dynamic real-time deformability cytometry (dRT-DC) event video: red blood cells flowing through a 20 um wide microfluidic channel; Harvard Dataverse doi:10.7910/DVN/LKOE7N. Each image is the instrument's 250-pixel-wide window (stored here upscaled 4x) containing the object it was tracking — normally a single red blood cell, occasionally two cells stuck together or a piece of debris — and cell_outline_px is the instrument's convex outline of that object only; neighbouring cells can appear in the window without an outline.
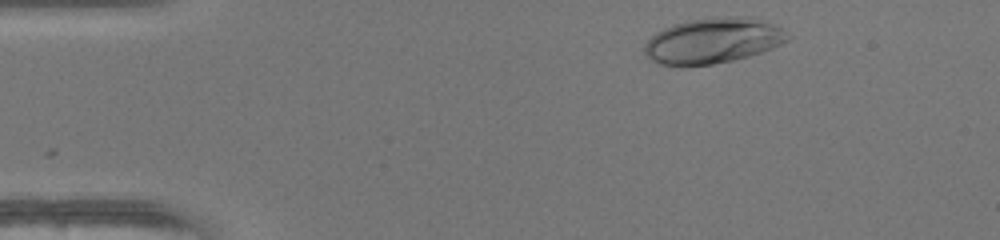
{"species": "human", "species_latin": "Homo sapiens", "temperature_condition": "warm", "stored_images_in_passage": 35, "camera_frame_rate_fps": 3000, "um_per_image_px": 0.085, "donor": {"sex": "female"}, "frame": {"image": 1, "passage_image": 2, "time_ms": 0.333, "image_size_px": [1000, 240], "cell_outline_px": [[788, 40], [772, 48], [748, 56], [732, 60], [712, 64], [688, 68], [684, 68], [660, 64], [652, 60], [644, 52], [644, 44], [656, 32], [672, 24], [688, 20], [720, 16], [752, 16], [776, 24], [788, 36]], "centroid_in_image_um": [60.57, 3.46], "position_along_channel_um": 24.4, "area_um2": 38.44}}
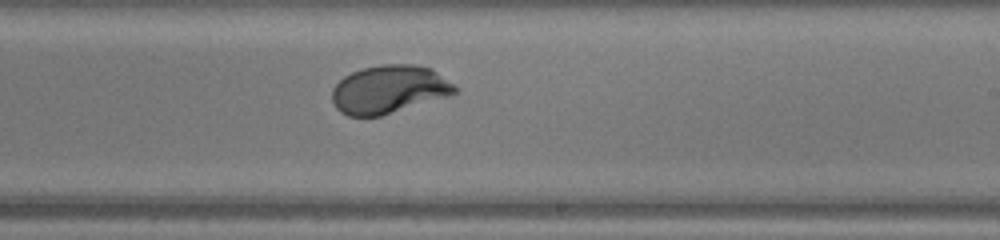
{"frame": {"image": 2, "passage_image": 24, "time_ms": 7.667, "image_size_px": [1000, 240], "cell_outline_px": [[460, 88], [456, 92], [448, 96], [380, 116], [348, 116], [340, 112], [332, 104], [332, 88], [344, 76], [352, 72], [364, 68], [380, 64], [412, 64], [432, 68]], "centroid_in_image_um": [33.07, 7.59], "position_along_channel_um": 255.9, "area_um2": 34.56}}
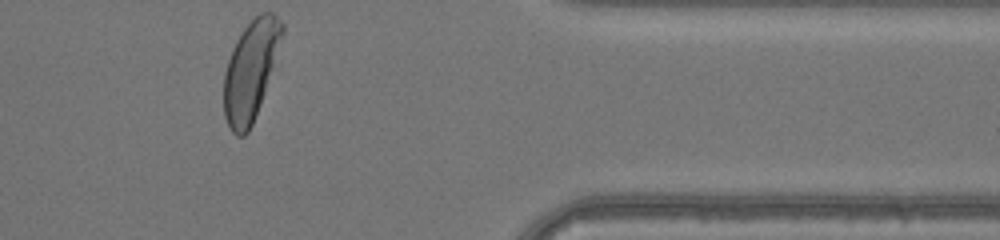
{"frame": {"image": 3, "passage_image": 35, "time_ms": 11.333, "image_size_px": [1000, 240], "cell_outline_px": [[284, 28], [264, 92], [260, 104], [252, 124], [248, 132], [244, 136], [236, 136], [232, 132], [224, 116], [224, 72], [232, 48], [236, 40], [244, 28], [260, 12], [272, 12], [284, 24]], "centroid_in_image_um": [21.27, 5.99], "position_along_channel_um": 390.1, "area_um2": 32.95}, "authors_computed_cell_mechanics": {"area_um2": 34.391, "velocity_mm_per_s": 4.2522, "shape_relaxation_time_tau1_ms": 2.7697, "shape_relaxation_time_tau2_ms": null, "deformation_change_tau1": 0.1914, "deformation_change_tau2": null}}